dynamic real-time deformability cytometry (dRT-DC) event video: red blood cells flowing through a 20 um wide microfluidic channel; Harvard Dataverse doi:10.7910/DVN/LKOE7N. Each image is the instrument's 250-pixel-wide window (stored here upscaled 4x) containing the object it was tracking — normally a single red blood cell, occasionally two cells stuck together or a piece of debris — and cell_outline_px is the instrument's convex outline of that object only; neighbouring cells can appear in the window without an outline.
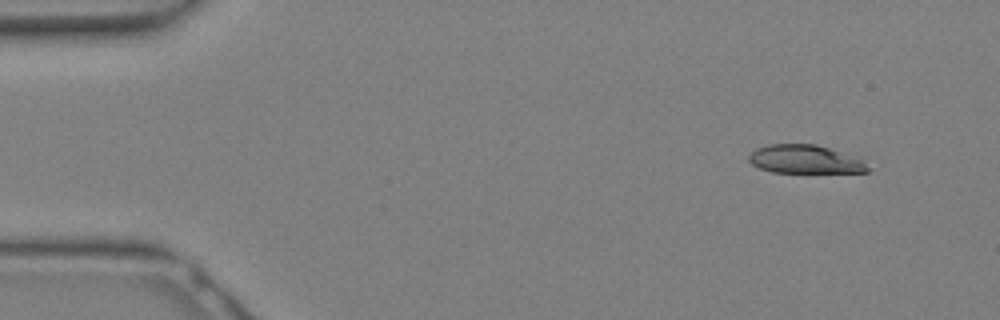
{"species": "Egyptian fruit bat (a non-hibernating species)", "species_latin": "Rousettus aegyptiacus", "temperature_condition": "warm", "stored_images_in_passage": 14, "camera_frame_rate_fps": 3000, "um_per_image_px": 0.085, "animal": {"sex": "female"}, "frame": {"image": 1, "passage_image": 2, "time_ms": 0.333, "image_size_px": [1000, 320], "cell_outline_px": [[868, 172], [772, 172], [760, 168], [752, 164], [748, 160], [748, 156], [756, 148], [768, 144], [816, 144], [864, 160], [868, 168]], "centroid_in_image_um": [68.39, 13.54], "position_along_channel_um": 16.6, "area_um2": 19.48}}
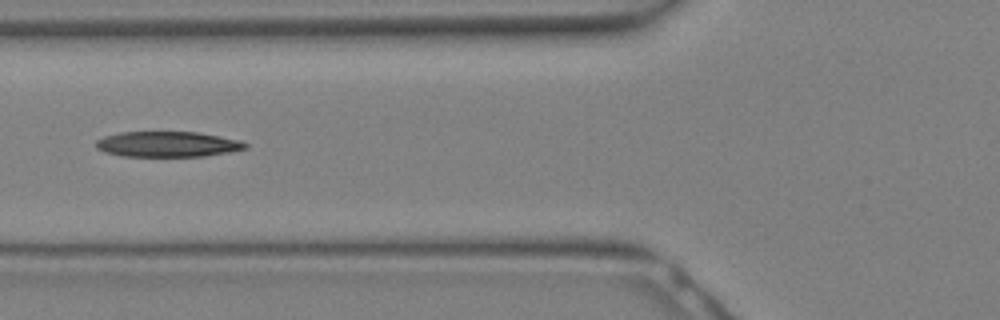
{"frame": {"image": 2, "passage_image": 11, "time_ms": 3.333, "image_size_px": [1000, 320], "cell_outline_px": [[248, 148], [228, 152], [204, 156], [124, 156], [104, 152], [96, 148], [96, 140], [104, 136], [120, 132], [196, 132], [220, 136], [240, 140], [248, 144]], "centroid_in_image_um": [14.24, 12.25], "position_along_channel_um": 111.6, "area_um2": 22.14}}
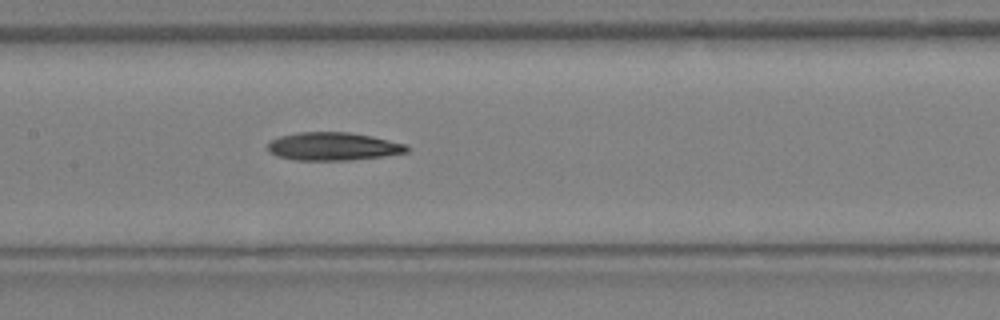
{"frame": {"image": 3, "passage_image": 14, "time_ms": 4.333, "image_size_px": [1000, 320], "cell_outline_px": [[408, 152], [384, 156], [348, 160], [296, 160], [276, 156], [268, 152], [268, 144], [272, 140], [280, 136], [300, 132], [352, 132], [372, 136], [408, 144]], "centroid_in_image_um": [28.33, 12.44], "position_along_channel_um": 179.1, "area_um2": 22.83}}